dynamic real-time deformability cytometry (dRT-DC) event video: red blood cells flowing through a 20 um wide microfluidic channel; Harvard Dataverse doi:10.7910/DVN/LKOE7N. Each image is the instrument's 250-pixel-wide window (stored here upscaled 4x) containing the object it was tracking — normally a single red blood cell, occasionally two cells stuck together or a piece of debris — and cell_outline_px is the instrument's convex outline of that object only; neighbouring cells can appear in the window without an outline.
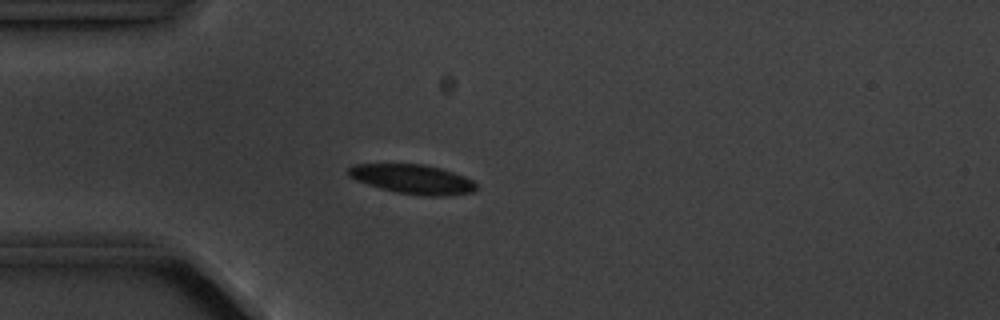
{"species": "common noctule bat (a hibernating species)", "species_latin": "Nyctalus noctula", "temperature_condition": "cold", "stored_images_in_passage": 6, "camera_frame_rate_fps": 3000, "um_per_image_px": 0.085, "animal": {"sex": "male", "body_mass_g": 20.1, "forearm_length_mm": 53.5}, "frame": {"image": 1, "passage_image": 5, "time_ms": 4.667, "image_size_px": [1000, 320], "cell_outline_px": [[476, 188], [472, 192], [448, 196], [420, 196], [396, 192], [380, 188], [356, 180], [348, 176], [344, 172], [352, 164], [424, 164], [440, 168], [464, 176], [472, 180], [476, 184]], "centroid_in_image_um": [35.03, 15.23], "position_along_channel_um": 50.0, "area_um2": 22.02}}